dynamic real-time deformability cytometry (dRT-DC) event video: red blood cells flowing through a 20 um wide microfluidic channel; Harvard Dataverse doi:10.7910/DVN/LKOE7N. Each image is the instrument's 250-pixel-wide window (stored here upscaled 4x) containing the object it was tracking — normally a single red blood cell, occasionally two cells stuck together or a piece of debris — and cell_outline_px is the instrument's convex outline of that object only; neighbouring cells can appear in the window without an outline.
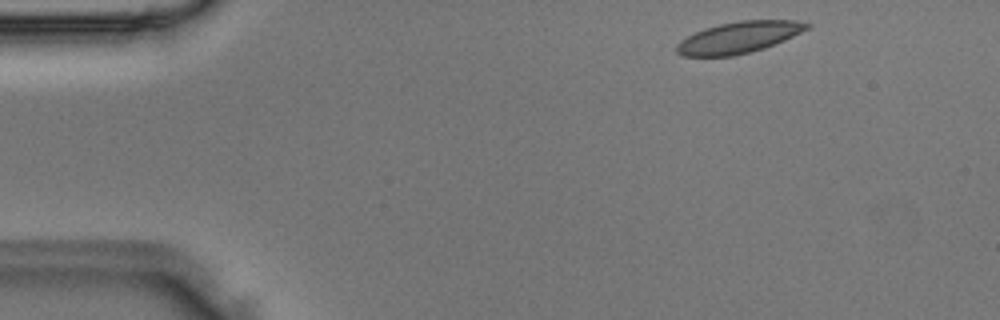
{"species": "Egyptian fruit bat (a non-hibernating species)", "species_latin": "Rousettus aegyptiacus", "temperature_condition": "room temperature", "stored_images_in_passage": 44, "camera_frame_rate_fps": 3000, "um_per_image_px": 0.085, "animal": {"sex": "male"}, "frame": {"image": 1, "passage_image": 2, "time_ms": 0.333, "image_size_px": [1000, 320], "cell_outline_px": [[812, 24], [808, 28], [784, 40], [764, 48], [732, 56], [684, 56], [676, 52], [676, 44], [680, 40], [704, 28], [720, 24], [740, 20], [796, 20]], "centroid_in_image_um": [62.78, 3.17], "position_along_channel_um": 22.2, "area_um2": 23.64}}
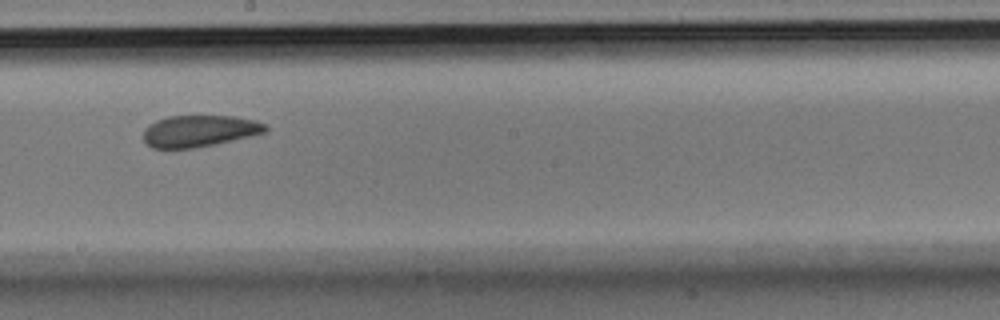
{"frame": {"image": 2, "passage_image": 23, "time_ms": 7.333, "image_size_px": [1000, 320], "cell_outline_px": [[268, 132], [212, 144], [192, 148], [152, 148], [144, 140], [144, 128], [148, 124], [156, 120], [168, 116], [232, 116], [256, 120], [264, 124], [268, 128]], "centroid_in_image_um": [16.93, 11.12], "position_along_channel_um": 231.3, "area_um2": 22.31}}
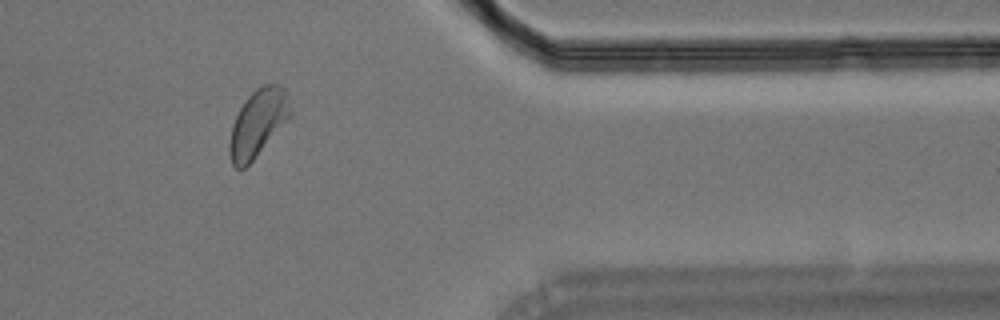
{"frame": {"image": 3, "passage_image": 36, "time_ms": 11.667, "image_size_px": [1000, 320], "cell_outline_px": [[292, 116], [256, 156], [244, 168], [236, 168], [232, 164], [228, 152], [228, 144], [232, 124], [240, 108], [248, 96], [256, 88], [264, 84], [280, 84], [288, 92], [292, 112]], "centroid_in_image_um": [21.94, 10.43], "position_along_channel_um": 389.5, "area_um2": 23.99}}